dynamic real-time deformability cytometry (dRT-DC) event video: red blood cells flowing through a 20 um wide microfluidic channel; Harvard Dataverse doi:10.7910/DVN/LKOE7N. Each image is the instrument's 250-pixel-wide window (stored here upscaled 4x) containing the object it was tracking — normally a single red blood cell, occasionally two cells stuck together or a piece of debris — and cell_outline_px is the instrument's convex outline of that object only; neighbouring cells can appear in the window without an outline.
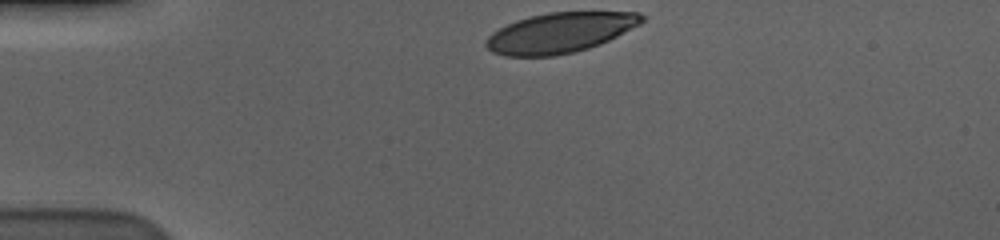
{"species": "human", "species_latin": "Homo sapiens", "temperature_condition": "cold", "stored_images_in_passage": 36, "camera_frame_rate_fps": 3000, "um_per_image_px": 0.085, "donor": {"sex": "male"}, "frame": {"image": 1, "passage_image": 1, "time_ms": 0.0, "image_size_px": [1000, 240], "cell_outline_px": [[648, 16], [640, 24], [600, 44], [588, 48], [556, 56], [504, 56], [492, 52], [484, 44], [484, 40], [492, 32], [516, 20], [548, 12], [640, 12]], "centroid_in_image_um": [47.59, 2.78], "position_along_channel_um": 37.4, "area_um2": 36.41}}
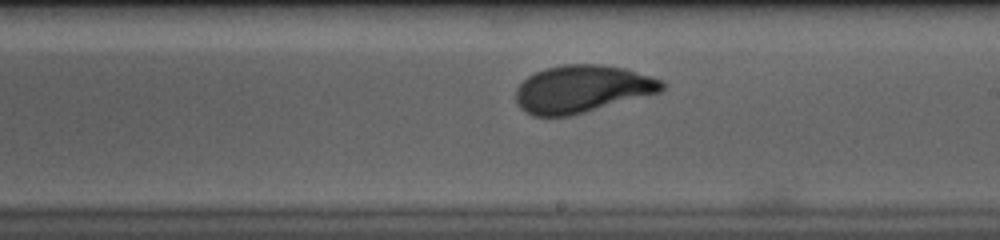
{"frame": {"image": 2, "passage_image": 22, "time_ms": 7.0, "image_size_px": [1000, 240], "cell_outline_px": [[664, 88], [660, 92], [572, 116], [532, 116], [524, 112], [516, 104], [516, 88], [528, 76], [544, 68], [564, 64], [600, 64], [624, 68], [652, 76], [660, 80], [664, 84]], "centroid_in_image_um": [49.45, 7.57], "position_along_channel_um": 239.6, "area_um2": 40.58}}
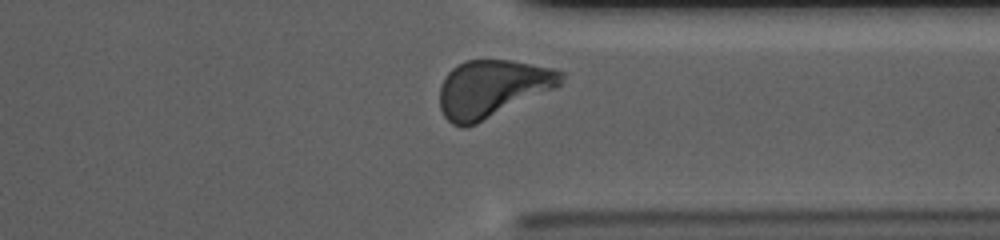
{"frame": {"image": 3, "passage_image": 33, "time_ms": 10.667, "image_size_px": [1000, 240], "cell_outline_px": [[564, 76], [560, 84], [552, 88], [476, 124], [464, 128], [460, 128], [452, 124], [444, 116], [440, 108], [440, 84], [444, 76], [456, 64], [464, 60], [512, 60], [552, 68], [564, 72]], "centroid_in_image_um": [41.77, 7.51], "position_along_channel_um": 369.6, "area_um2": 40.23}, "authors_computed_cell_mechanics": {"area_um2": 39.8531, "velocity_mm_per_s": 3.5486, "shape_relaxation_time_tau1_ms": 2.7704, "shape_relaxation_time_tau2_ms": null, "deformation_change_tau1": 0.1583, "deformation_change_tau2": null}}